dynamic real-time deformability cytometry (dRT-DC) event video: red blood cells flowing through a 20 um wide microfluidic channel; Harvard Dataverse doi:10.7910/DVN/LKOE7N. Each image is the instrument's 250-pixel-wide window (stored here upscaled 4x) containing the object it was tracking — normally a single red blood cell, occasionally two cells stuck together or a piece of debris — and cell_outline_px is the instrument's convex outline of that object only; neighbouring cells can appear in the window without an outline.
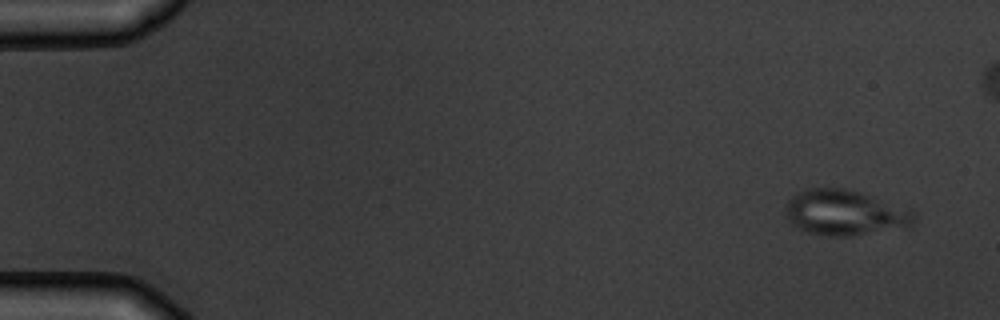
{"species": "common noctule bat (a hibernating species)", "species_latin": "Nyctalus noctula", "temperature_condition": "warm", "stored_images_in_passage": 7, "camera_frame_rate_fps": 3000, "um_per_image_px": 0.085, "animal": {"sex": "male", "body_mass_g": 19.5, "forearm_length_mm": 54.6}, "frame": {"image": 1, "passage_image": 1, "time_ms": 0.0, "image_size_px": [1000, 320], "cell_outline_px": [[916, 216], [912, 228], [852, 236], [820, 236], [808, 232], [792, 224], [788, 220], [788, 200], [792, 196], [808, 188], [848, 188], [912, 208]], "centroid_in_image_um": [71.95, 18.1], "position_along_channel_um": 13.1, "area_um2": 34.68}}